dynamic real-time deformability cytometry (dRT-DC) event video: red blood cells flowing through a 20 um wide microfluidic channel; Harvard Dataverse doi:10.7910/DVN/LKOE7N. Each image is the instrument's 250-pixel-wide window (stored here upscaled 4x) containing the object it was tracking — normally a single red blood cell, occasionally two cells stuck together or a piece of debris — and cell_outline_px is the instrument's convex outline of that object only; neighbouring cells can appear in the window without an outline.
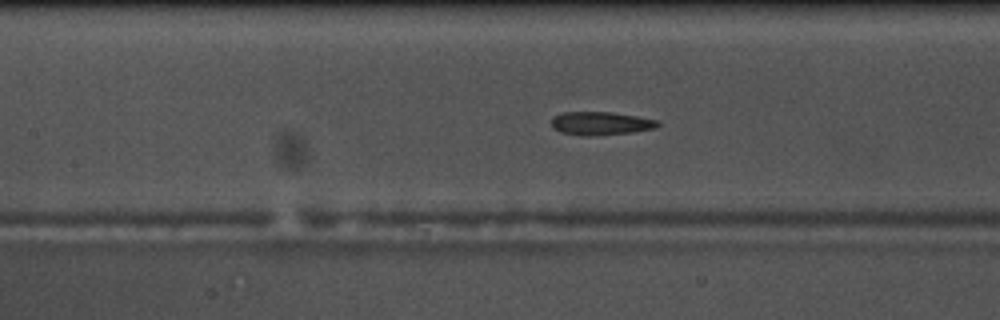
{"species": "common noctule bat (a hibernating species)", "species_latin": "Nyctalus noctula", "temperature_condition": "warm", "stored_images_in_passage": 57, "camera_frame_rate_fps": 3000, "um_per_image_px": 0.085, "animal": {"sex": "male", "body_mass_g": 17.5, "forearm_length_mm": 52.3}, "frame": {"image": 1, "passage_image": 25, "time_ms": 8.0, "image_size_px": [1000, 320], "cell_outline_px": [[660, 124], [656, 128], [632, 132], [592, 136], [584, 136], [560, 132], [552, 128], [552, 120], [556, 116], [564, 112], [612, 112], [660, 120]], "centroid_in_image_um": [51.09, 10.49], "position_along_channel_um": 156.3, "area_um2": 14.45}, "authors_computed_cell_mechanics": {"area_um2": 14.6812, "velocity_mm_per_s": 3.6368, "shape_relaxation_time_tau1_ms": 5.4242, "shape_relaxation_time_tau2_ms": 1.5842, "deformation_change_tau1": 0.1575, "deformation_change_tau2": 0.08}}